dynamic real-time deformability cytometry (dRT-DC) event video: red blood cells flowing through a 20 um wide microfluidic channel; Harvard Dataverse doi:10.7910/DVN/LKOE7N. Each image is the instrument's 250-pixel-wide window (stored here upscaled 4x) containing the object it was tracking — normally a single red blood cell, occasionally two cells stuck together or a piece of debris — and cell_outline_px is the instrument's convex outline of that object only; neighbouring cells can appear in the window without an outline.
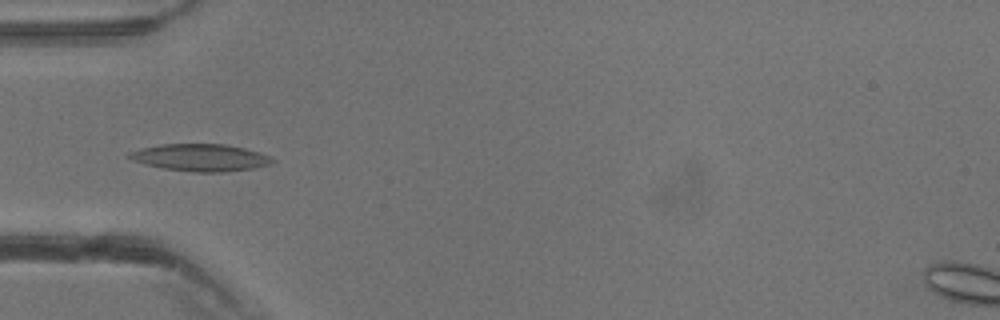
{"species": "common noctule bat (a hibernating species)", "species_latin": "Nyctalus noctula", "temperature_condition": "warm", "stored_images_in_passage": 31, "camera_frame_rate_fps": 3000, "um_per_image_px": 0.085, "animal": {"sex": "male", "body_mass_g": 13.3}, "frame": {"image": 1, "passage_image": 4, "time_ms": 1.0, "image_size_px": [1000, 320], "cell_outline_px": [[276, 160], [268, 164], [252, 168], [224, 172], [196, 172], [164, 168], [144, 164], [132, 160], [124, 156], [128, 152], [140, 148], [160, 144], [224, 144], [244, 148], [272, 156]], "centroid_in_image_um": [16.99, 13.38], "position_along_channel_um": 68.0, "area_um2": 22.66}}
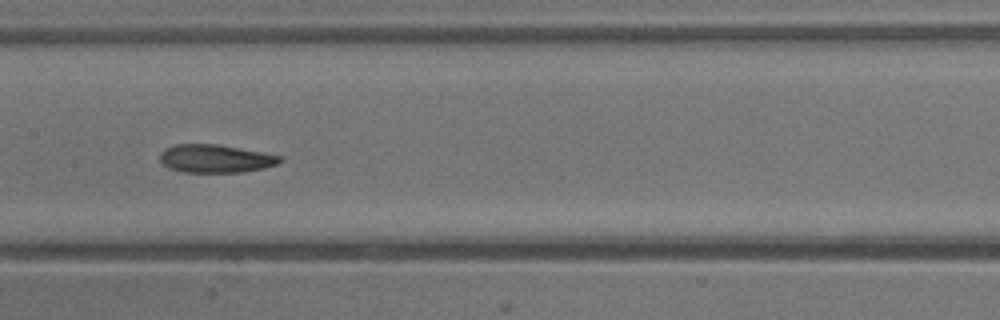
{"frame": {"image": 2, "passage_image": 11, "time_ms": 3.333, "image_size_px": [1000, 320], "cell_outline_px": [[284, 160], [276, 164], [264, 168], [244, 172], [184, 172], [172, 168], [164, 164], [160, 160], [160, 152], [164, 148], [176, 144], [216, 144], [284, 156]], "centroid_in_image_um": [18.34, 13.48], "position_along_channel_um": 189.1, "area_um2": 19.59}}
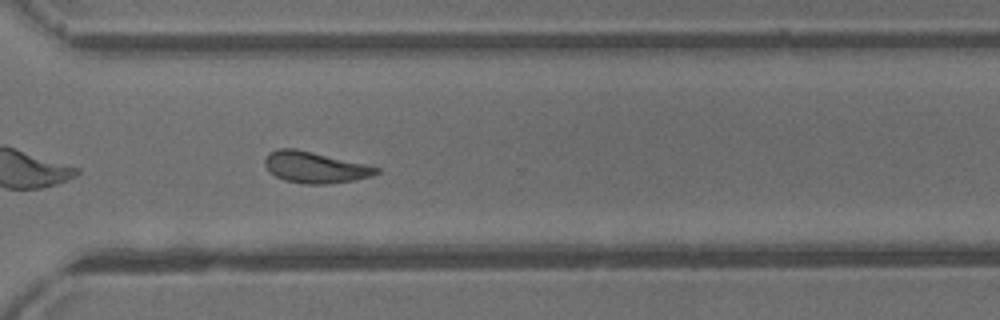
{"frame": {"image": 3, "passage_image": 20, "time_ms": 6.333, "image_size_px": [1000, 320], "cell_outline_px": [[380, 172], [372, 176], [356, 180], [328, 184], [304, 184], [284, 180], [276, 176], [264, 164], [264, 156], [268, 152], [276, 148], [296, 148], [368, 164], [380, 168]], "centroid_in_image_um": [26.79, 14.21], "position_along_channel_um": 343.8, "area_um2": 20.63}}